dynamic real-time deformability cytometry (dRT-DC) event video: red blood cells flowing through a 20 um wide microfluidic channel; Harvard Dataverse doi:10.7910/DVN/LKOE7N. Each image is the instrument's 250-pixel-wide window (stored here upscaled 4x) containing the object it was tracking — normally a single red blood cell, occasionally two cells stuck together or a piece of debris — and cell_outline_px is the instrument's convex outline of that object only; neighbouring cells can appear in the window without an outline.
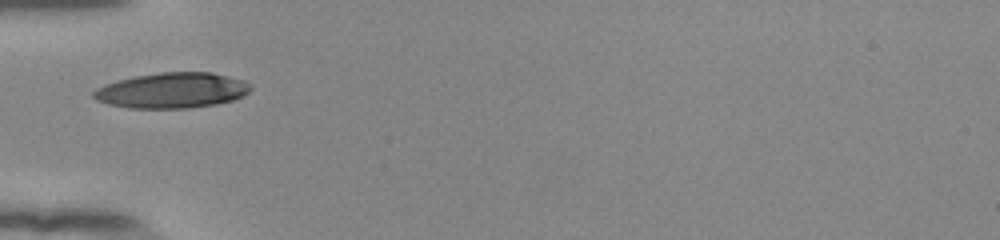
{"species": "human", "species_latin": "Homo sapiens", "temperature_condition": "room temperature", "stored_images_in_passage": 33, "camera_frame_rate_fps": 3000, "um_per_image_px": 0.085, "donor": {"sex": "female"}, "frame": {"image": 1, "passage_image": 1, "time_ms": 0.0, "image_size_px": [1000, 240], "cell_outline_px": [[252, 88], [244, 96], [232, 100], [216, 104], [188, 108], [128, 108], [108, 104], [96, 100], [92, 96], [92, 92], [96, 88], [104, 84], [136, 76], [160, 72], [212, 72], [244, 80], [252, 84]], "centroid_in_image_um": [14.64, 7.68], "position_along_channel_um": 70.4, "area_um2": 32.6}}
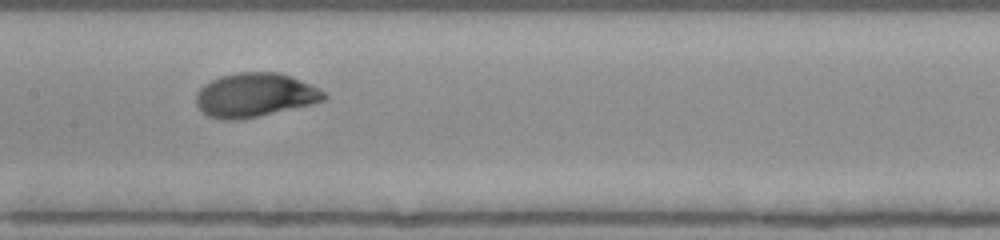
{"frame": {"image": 2, "passage_image": 10, "time_ms": 3.0, "image_size_px": [1000, 240], "cell_outline_px": [[328, 96], [324, 100], [312, 104], [256, 116], [236, 120], [224, 120], [208, 116], [196, 104], [196, 92], [204, 84], [220, 76], [240, 72], [280, 72], [300, 80], [324, 92]], "centroid_in_image_um": [21.64, 8.07], "position_along_channel_um": 185.8, "area_um2": 32.37}}
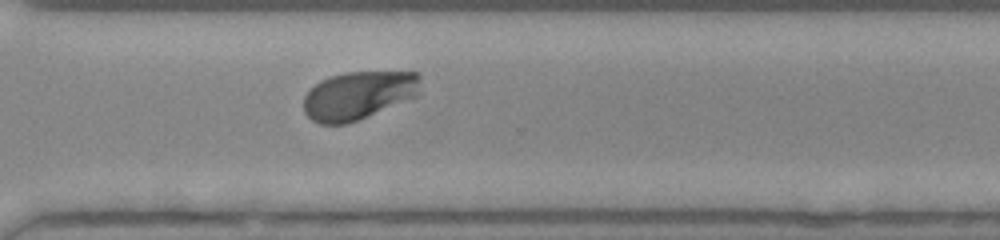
{"frame": {"image": 3, "passage_image": 22, "time_ms": 7.0, "image_size_px": [1000, 240], "cell_outline_px": [[420, 96], [356, 120], [344, 124], [320, 124], [312, 120], [304, 112], [304, 96], [320, 80], [332, 76], [348, 72], [420, 72]], "centroid_in_image_um": [30.51, 8.1], "position_along_channel_um": 340.1, "area_um2": 32.83}, "authors_computed_cell_mechanics": {"area_um2": 32.368, "velocity_mm_per_s": 3.8626, "shape_relaxation_time_tau1_ms": 2.3311, "shape_relaxation_time_tau2_ms": null, "deformation_change_tau1": 0.1556, "deformation_change_tau2": null}}